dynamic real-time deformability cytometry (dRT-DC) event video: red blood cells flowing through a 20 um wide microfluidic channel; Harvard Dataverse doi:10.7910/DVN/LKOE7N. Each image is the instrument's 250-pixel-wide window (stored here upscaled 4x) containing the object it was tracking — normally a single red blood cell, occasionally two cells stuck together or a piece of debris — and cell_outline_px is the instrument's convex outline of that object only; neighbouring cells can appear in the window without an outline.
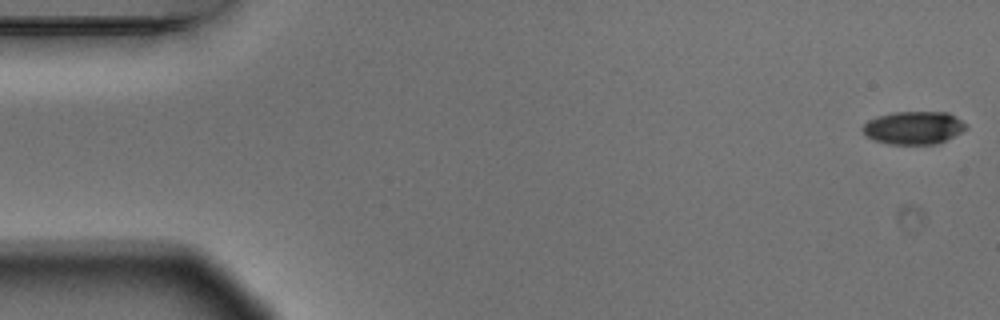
{"species": "Egyptian fruit bat (a non-hibernating species)", "species_latin": "Rousettus aegyptiacus", "temperature_condition": "warm", "stored_images_in_passage": 4, "camera_frame_rate_fps": 3000, "um_per_image_px": 0.085, "animal": {"sex": "male"}, "frame": {"image": 1, "passage_image": 1, "time_ms": 0.0, "image_size_px": [1000, 320], "cell_outline_px": [[968, 128], [936, 144], [888, 144], [872, 140], [864, 136], [864, 124], [868, 120], [876, 116], [892, 112], [948, 112], [956, 116], [968, 124]], "centroid_in_image_um": [77.65, 10.85], "position_along_channel_um": 7.4, "area_um2": 19.94}}